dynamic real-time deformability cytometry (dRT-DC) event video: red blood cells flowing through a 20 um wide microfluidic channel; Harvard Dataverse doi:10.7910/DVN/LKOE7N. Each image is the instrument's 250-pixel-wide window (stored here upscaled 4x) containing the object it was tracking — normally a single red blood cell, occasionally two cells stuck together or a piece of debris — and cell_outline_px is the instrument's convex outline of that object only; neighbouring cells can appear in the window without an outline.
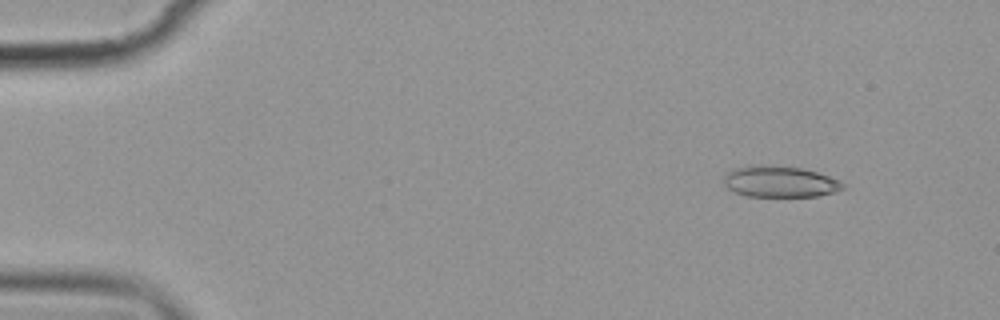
{"species": "common noctule bat (a hibernating species)", "species_latin": "Nyctalus noctula", "temperature_condition": "cold", "stored_images_in_passage": 5, "camera_frame_rate_fps": 3000, "um_per_image_px": 0.085, "animal": {"sex": "female", "body_mass_g": 19.9}, "frame": {"image": 1, "passage_image": 2, "time_ms": 1.0, "image_size_px": [1000, 320], "cell_outline_px": [[844, 188], [836, 192], [820, 196], [748, 196], [736, 192], [728, 188], [724, 184], [724, 176], [728, 172], [736, 168], [752, 164], [760, 164], [800, 168], [816, 172], [840, 180], [844, 184]], "centroid_in_image_um": [66.3, 15.44], "position_along_channel_um": 18.7, "area_um2": 21.62}}
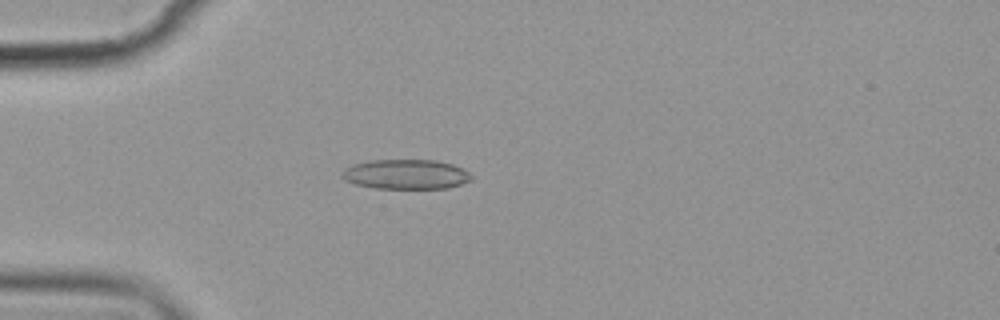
{"frame": {"image": 2, "passage_image": 5, "time_ms": 4.333, "image_size_px": [1000, 320], "cell_outline_px": [[472, 180], [448, 188], [376, 188], [356, 184], [344, 180], [340, 176], [340, 172], [344, 168], [352, 164], [372, 160], [436, 160], [452, 164], [464, 168], [472, 176]], "centroid_in_image_um": [34.48, 14.81], "position_along_channel_um": 50.5, "area_um2": 22.54}}